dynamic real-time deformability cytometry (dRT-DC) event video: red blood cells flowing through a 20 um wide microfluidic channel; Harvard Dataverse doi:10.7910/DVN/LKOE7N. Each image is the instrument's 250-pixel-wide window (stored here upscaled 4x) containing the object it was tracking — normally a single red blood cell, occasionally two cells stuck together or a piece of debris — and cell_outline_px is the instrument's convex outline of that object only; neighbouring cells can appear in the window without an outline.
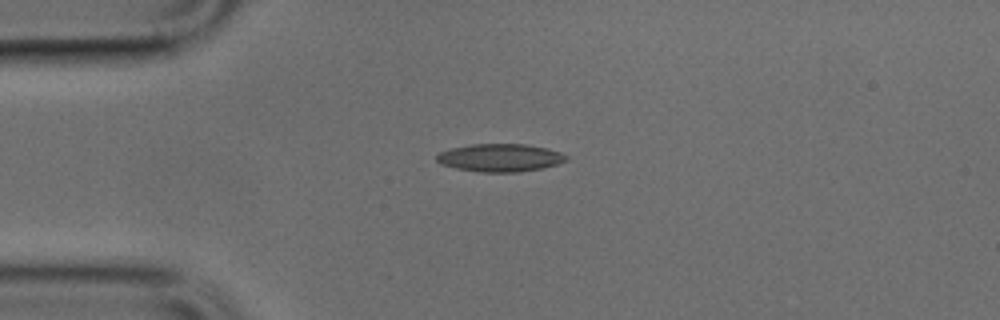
{"species": "common noctule bat (a hibernating species)", "species_latin": "Nyctalus noctula", "temperature_condition": "cold", "stored_images_in_passage": 26, "camera_frame_rate_fps": 3000, "um_per_image_px": 0.085, "animal": {"sex": "male", "body_mass_g": 17.9, "forearm_length_mm": 54.2}, "frame": {"image": 1, "passage_image": 1, "time_ms": 0.0, "image_size_px": [1000, 320], "cell_outline_px": [[568, 160], [556, 164], [540, 168], [520, 172], [480, 172], [456, 168], [440, 164], [436, 160], [436, 156], [440, 152], [452, 148], [472, 144], [524, 144], [548, 148], [560, 152], [568, 156]], "centroid_in_image_um": [42.51, 13.4], "position_along_channel_um": 42.5, "area_um2": 20.98}}
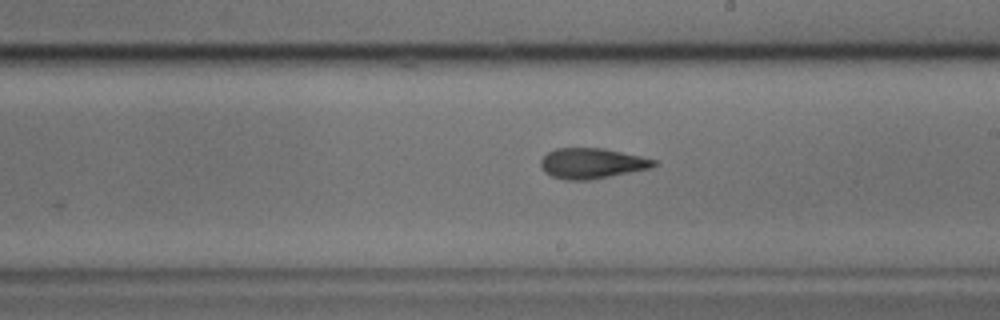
{"frame": {"image": 2, "passage_image": 17, "time_ms": 5.333, "image_size_px": [1000, 320], "cell_outline_px": [[660, 164], [648, 168], [592, 180], [564, 180], [552, 176], [544, 172], [540, 168], [540, 160], [548, 152], [556, 148], [604, 148], [656, 160]], "centroid_in_image_um": [50.27, 13.89], "position_along_channel_um": 238.7, "area_um2": 20.06}}
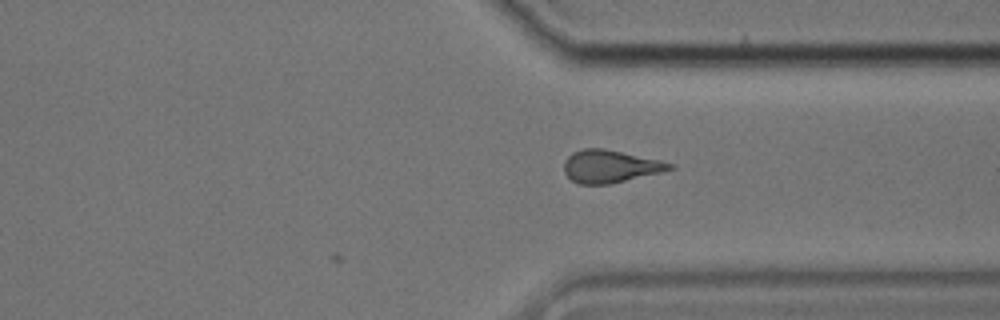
{"frame": {"image": 3, "passage_image": 26, "time_ms": 8.333, "image_size_px": [1000, 320], "cell_outline_px": [[676, 168], [660, 172], [608, 184], [580, 184], [572, 180], [564, 172], [564, 160], [572, 152], [584, 148], [604, 148], [660, 160], [676, 164]], "centroid_in_image_um": [51.86, 14.12], "position_along_channel_um": 359.5, "area_um2": 20.0}}